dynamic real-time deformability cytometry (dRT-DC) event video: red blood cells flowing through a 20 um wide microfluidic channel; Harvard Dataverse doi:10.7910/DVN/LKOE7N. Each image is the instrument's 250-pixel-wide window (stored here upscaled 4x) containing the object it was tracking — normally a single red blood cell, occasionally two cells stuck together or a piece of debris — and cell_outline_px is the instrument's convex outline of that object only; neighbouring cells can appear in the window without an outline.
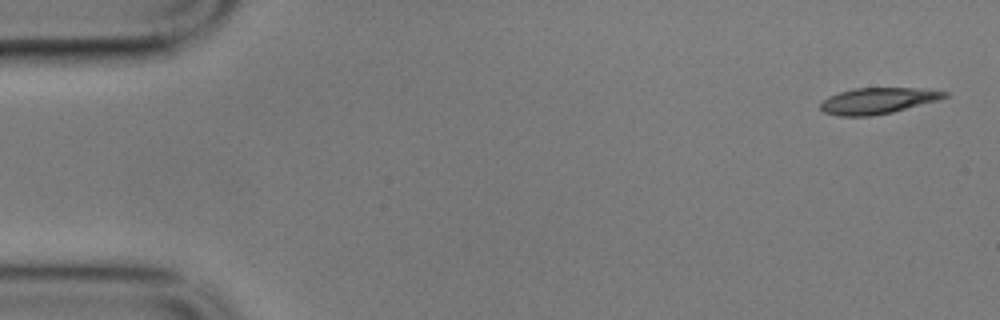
{"species": "common noctule bat (a hibernating species)", "species_latin": "Nyctalus noctula", "temperature_condition": "cold", "stored_images_in_passage": 5, "camera_frame_rate_fps": 3000, "um_per_image_px": 0.085, "animal": {"sex": "male", "body_mass_g": 17.9}, "frame": {"image": 1, "passage_image": 1, "time_ms": 0.0, "image_size_px": [1000, 320], "cell_outline_px": [[948, 96], [940, 100], [892, 112], [868, 116], [840, 116], [824, 112], [820, 108], [820, 104], [828, 96], [852, 88], [920, 88], [948, 92]], "centroid_in_image_um": [74.63, 8.56], "position_along_channel_um": 10.4, "area_um2": 18.84}}
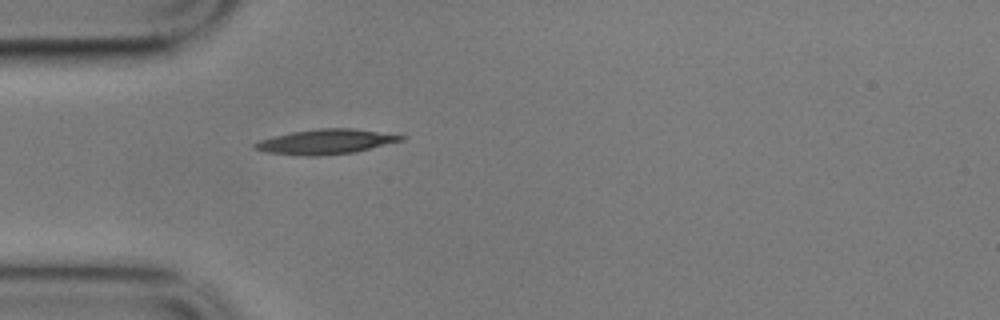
{"frame": {"image": 2, "passage_image": 5, "time_ms": 1.333, "image_size_px": [1000, 320], "cell_outline_px": [[408, 136], [404, 140], [356, 152], [316, 156], [312, 156], [268, 152], [252, 148], [252, 144], [260, 140], [272, 136], [292, 132], [320, 128], [352, 128]], "centroid_in_image_um": [27.71, 12.04], "position_along_channel_um": 57.3, "area_um2": 21.1}}